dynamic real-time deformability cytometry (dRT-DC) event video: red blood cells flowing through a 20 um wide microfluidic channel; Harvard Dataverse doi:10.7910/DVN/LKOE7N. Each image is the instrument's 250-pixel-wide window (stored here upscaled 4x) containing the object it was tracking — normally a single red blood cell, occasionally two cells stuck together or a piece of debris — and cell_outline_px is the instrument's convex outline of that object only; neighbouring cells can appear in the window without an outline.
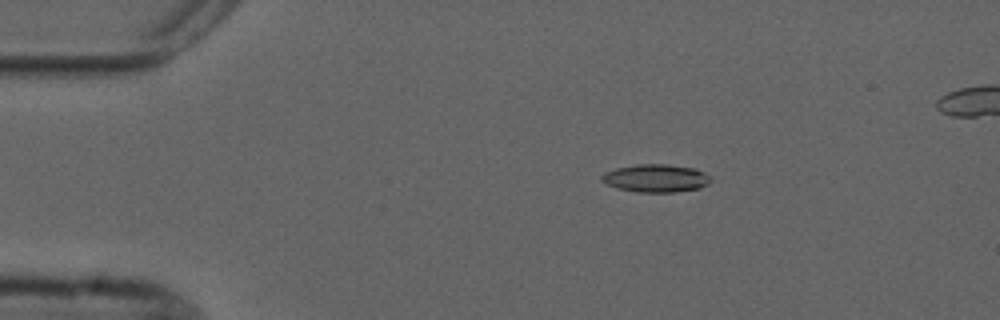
{"species": "common noctule bat (a hibernating species)", "species_latin": "Nyctalus noctula", "temperature_condition": "cold", "stored_images_in_passage": 5, "camera_frame_rate_fps": 3000, "um_per_image_px": 0.085, "animal": {"sex": "male", "forearm_length_mm": 52.5}, "frame": {"image": 1, "passage_image": 2, "time_ms": 1.0, "image_size_px": [1000, 320], "cell_outline_px": [[712, 180], [708, 184], [700, 188], [676, 192], [636, 192], [616, 188], [600, 180], [600, 176], [604, 172], [616, 168], [640, 164], [668, 164], [696, 168], [712, 176]], "centroid_in_image_um": [55.78, 15.15], "position_along_channel_um": 29.2, "area_um2": 17.98}}
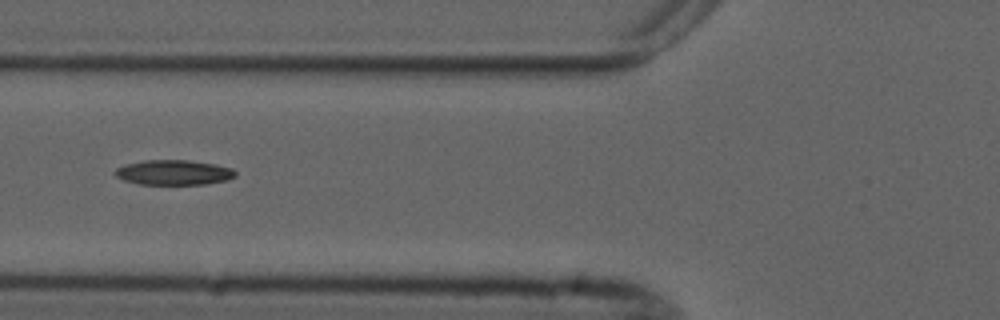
{"frame": {"image": 2, "passage_image": 5, "time_ms": 4.667, "image_size_px": [1000, 320], "cell_outline_px": [[236, 176], [228, 180], [204, 184], [140, 184], [124, 180], [116, 176], [112, 172], [116, 168], [124, 164], [144, 160], [188, 160], [216, 164], [232, 168], [236, 172]], "centroid_in_image_um": [14.76, 14.65], "position_along_channel_um": 111.0, "area_um2": 17.63}}